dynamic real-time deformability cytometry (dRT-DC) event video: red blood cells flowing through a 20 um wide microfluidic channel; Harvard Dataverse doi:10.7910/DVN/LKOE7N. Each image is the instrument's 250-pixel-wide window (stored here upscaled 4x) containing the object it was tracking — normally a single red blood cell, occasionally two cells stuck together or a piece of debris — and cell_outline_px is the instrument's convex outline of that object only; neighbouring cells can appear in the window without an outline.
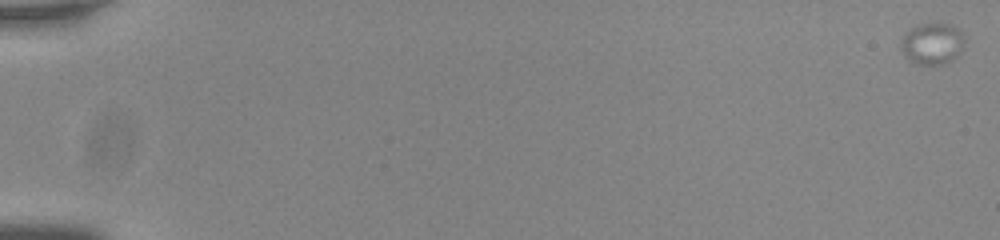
{"species": "common noctule bat (a hibernating species)", "species_latin": "Nyctalus noctula", "temperature_condition": "room temperature", "stored_images_in_passage": 58, "segment_of_instrument_passage": [1, 2], "camera_frame_rate_fps": 3000, "um_per_image_px": 0.085, "animal": {"sex": "male", "body_mass_g": 20.0, "forearm_length_mm": 53.3}, "frame": {"image": 1, "passage_image": 1, "time_ms": 0.0, "image_size_px": [1000, 240], "cell_outline_px": [[964, 48], [952, 60], [944, 64], [912, 64], [904, 56], [900, 48], [900, 44], [904, 36], [916, 24], [940, 20], [952, 24], [960, 28], [964, 40]], "centroid_in_image_um": [79.26, 3.66], "position_along_channel_um": 5.7, "area_um2": 16.07}}
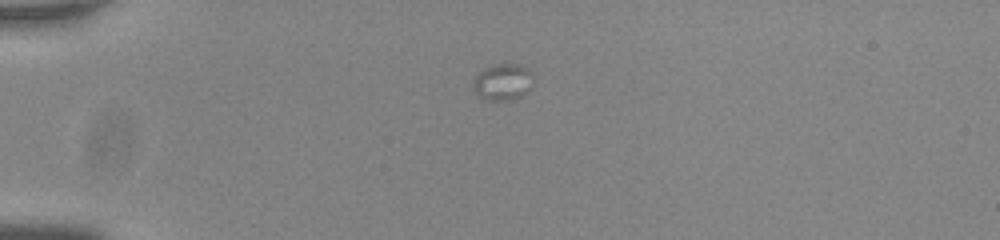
{"frame": {"image": 2, "passage_image": 17, "time_ms": 5.333, "image_size_px": [1000, 240], "cell_outline_px": [[536, 84], [532, 88], [520, 96], [508, 100], [484, 100], [476, 92], [472, 84], [476, 76], [484, 68], [492, 64], [520, 64], [528, 68], [532, 72]], "centroid_in_image_um": [42.8, 6.95], "position_along_channel_um": 42.2, "area_um2": 13.06}}
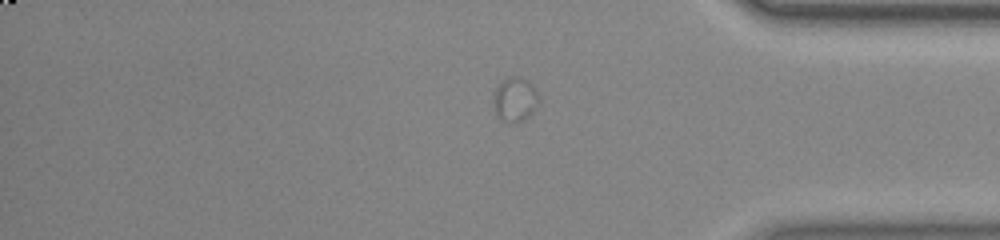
{"frame": {"image": 3, "passage_image": 50, "time_ms": 16.333, "image_size_px": [1000, 240], "cell_outline_px": [[540, 104], [524, 120], [512, 124], [500, 116], [496, 112], [492, 100], [492, 96], [496, 88], [508, 76], [516, 76], [528, 80], [536, 88], [540, 96]], "centroid_in_image_um": [43.82, 8.43], "position_along_channel_um": 391.4, "area_um2": 11.85}}